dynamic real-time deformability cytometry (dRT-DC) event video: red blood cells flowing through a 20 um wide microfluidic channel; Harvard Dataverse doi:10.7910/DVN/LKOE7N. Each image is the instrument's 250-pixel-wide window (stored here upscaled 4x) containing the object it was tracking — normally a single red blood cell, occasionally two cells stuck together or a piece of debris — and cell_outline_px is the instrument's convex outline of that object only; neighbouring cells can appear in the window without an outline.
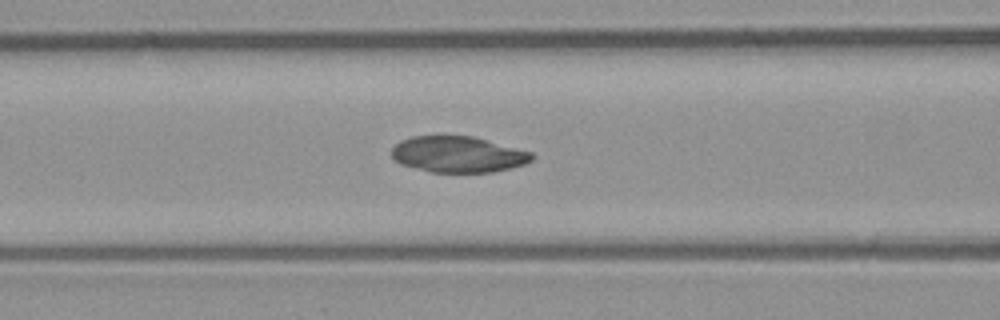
{"species": "common noctule bat (a hibernating species)", "species_latin": "Nyctalus noctula", "temperature_condition": "room temperature", "stored_images_in_passage": 44, "camera_frame_rate_fps": 3000, "um_per_image_px": 0.085, "animal": {"sex": "male", "body_mass_g": 23.1, "forearm_length_mm": 52.7}, "frame": {"image": 1, "passage_image": 16, "time_ms": 5.0, "image_size_px": [1000, 320], "cell_outline_px": [[532, 160], [524, 164], [492, 172], [432, 172], [400, 164], [392, 156], [392, 148], [400, 140], [412, 136], [472, 136], [532, 152]], "centroid_in_image_um": [38.91, 13.12], "position_along_channel_um": 127.7, "area_um2": 29.19}}
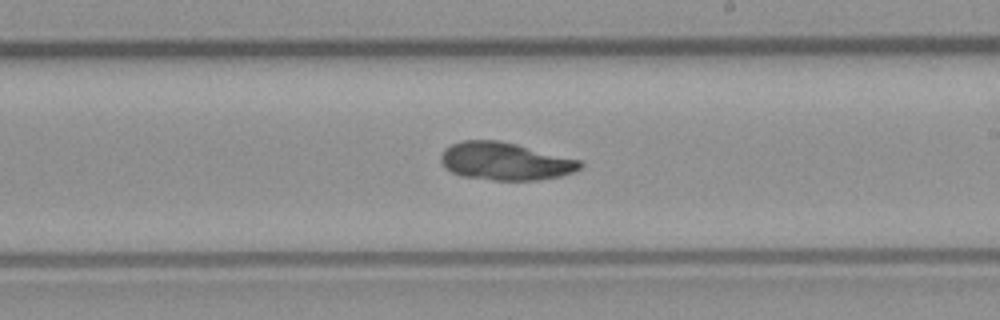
{"frame": {"image": 2, "passage_image": 25, "time_ms": 8.0, "image_size_px": [1000, 320], "cell_outline_px": [[584, 164], [580, 168], [572, 172], [560, 176], [536, 180], [492, 180], [464, 176], [452, 172], [440, 160], [440, 156], [444, 148], [452, 144], [464, 140], [500, 140], [580, 160]], "centroid_in_image_um": [42.93, 13.7], "position_along_channel_um": 246.1, "area_um2": 30.35}}
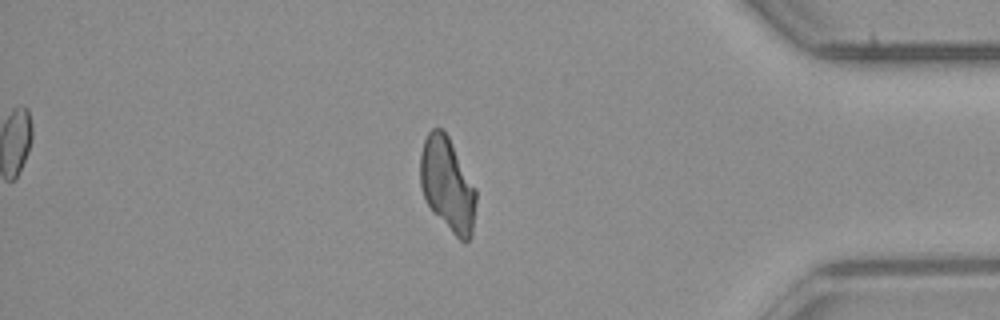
{"frame": {"image": 3, "passage_image": 39, "time_ms": 12.667, "image_size_px": [1000, 320], "cell_outline_px": [[476, 200], [472, 236], [468, 240], [460, 240], [452, 232], [428, 204], [424, 196], [420, 184], [420, 152], [424, 140], [428, 132], [432, 128], [440, 128], [448, 136], [476, 188]], "centroid_in_image_um": [38.03, 15.65], "position_along_channel_um": 397.2, "area_um2": 30.06}}